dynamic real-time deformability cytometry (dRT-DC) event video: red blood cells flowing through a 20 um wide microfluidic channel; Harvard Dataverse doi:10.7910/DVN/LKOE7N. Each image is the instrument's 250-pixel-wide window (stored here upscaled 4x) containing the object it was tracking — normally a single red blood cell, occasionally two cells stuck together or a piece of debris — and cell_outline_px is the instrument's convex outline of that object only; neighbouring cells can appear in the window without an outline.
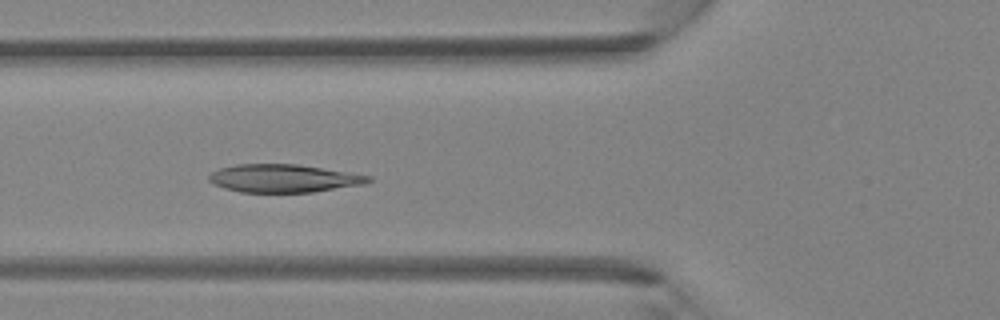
{"species": "Egyptian fruit bat (a non-hibernating species)", "species_latin": "Rousettus aegyptiacus", "temperature_condition": "room temperature", "stored_images_in_passage": 4, "camera_frame_rate_fps": 3000, "um_per_image_px": 0.085, "animal": {"sex": "female"}, "frame": {"image": 1, "passage_image": 4, "time_ms": 1.0, "image_size_px": [1000, 320], "cell_outline_px": [[372, 180], [364, 184], [312, 192], [240, 192], [224, 188], [212, 184], [208, 180], [208, 176], [212, 172], [220, 168], [236, 164], [296, 164], [348, 172], [372, 176]], "centroid_in_image_um": [24.08, 15.16], "position_along_channel_um": 101.7, "area_um2": 25.95}}